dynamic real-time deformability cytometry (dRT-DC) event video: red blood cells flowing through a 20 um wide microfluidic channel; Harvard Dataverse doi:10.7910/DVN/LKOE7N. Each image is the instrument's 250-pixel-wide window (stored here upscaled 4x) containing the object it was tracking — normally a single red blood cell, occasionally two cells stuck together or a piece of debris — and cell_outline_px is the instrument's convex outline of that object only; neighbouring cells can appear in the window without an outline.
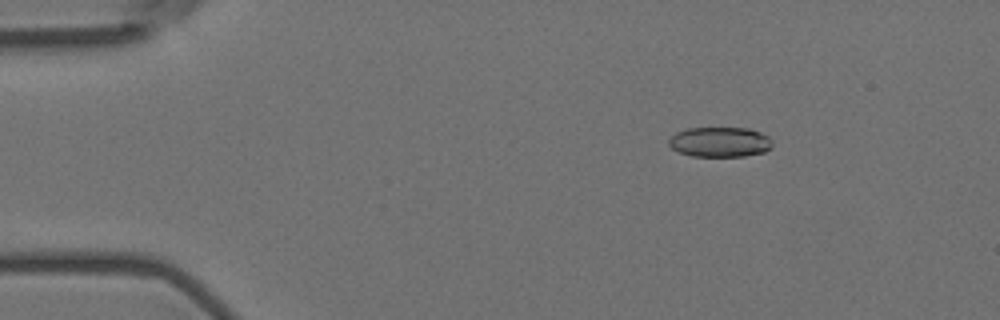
{"species": "Egyptian fruit bat (a non-hibernating species)", "species_latin": "Rousettus aegyptiacus", "temperature_condition": "room temperature", "stored_images_in_passage": 50, "camera_frame_rate_fps": 3000, "um_per_image_px": 0.085, "animal": {"sex": "female"}, "frame": {"image": 1, "passage_image": 2, "time_ms": 0.333, "image_size_px": [1000, 320], "cell_outline_px": [[772, 148], [764, 152], [744, 156], [692, 156], [680, 152], [672, 148], [668, 144], [668, 140], [676, 132], [688, 128], [748, 128], [760, 132], [768, 136], [772, 140]], "centroid_in_image_um": [61.21, 12.07], "position_along_channel_um": 23.8, "area_um2": 18.15}}
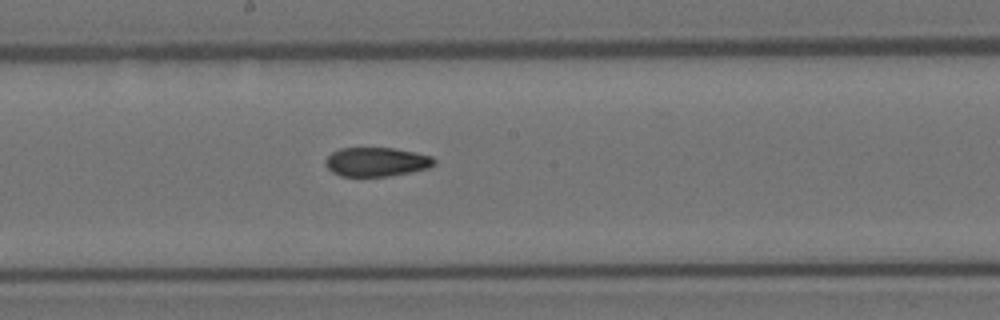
{"frame": {"image": 2, "passage_image": 24, "time_ms": 7.667, "image_size_px": [1000, 320], "cell_outline_px": [[436, 164], [428, 168], [412, 172], [388, 176], [340, 176], [332, 172], [324, 164], [324, 160], [332, 152], [340, 148], [392, 148], [416, 152], [432, 156], [436, 160]], "centroid_in_image_um": [32.01, 13.76], "position_along_channel_um": 216.2, "area_um2": 18.55}}
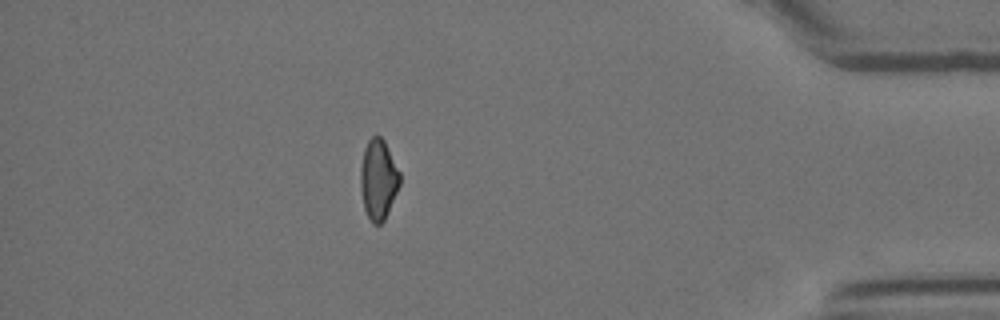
{"frame": {"image": 3, "passage_image": 43, "time_ms": 14.0, "image_size_px": [1000, 320], "cell_outline_px": [[400, 184], [388, 212], [384, 220], [380, 224], [372, 224], [364, 208], [360, 188], [360, 168], [364, 148], [368, 140], [376, 132], [384, 140], [400, 172]], "centroid_in_image_um": [32.15, 15.22], "position_along_channel_um": 403.1, "area_um2": 18.5}, "authors_computed_cell_mechanics": {"area_um2": 18.9006, "velocity_mm_per_s": 3.6332, "shape_relaxation_time_tau1_ms": null, "shape_relaxation_time_tau2_ms": 7.5481, "deformation_change_tau1": null, "deformation_change_tau2": 0.1299}}